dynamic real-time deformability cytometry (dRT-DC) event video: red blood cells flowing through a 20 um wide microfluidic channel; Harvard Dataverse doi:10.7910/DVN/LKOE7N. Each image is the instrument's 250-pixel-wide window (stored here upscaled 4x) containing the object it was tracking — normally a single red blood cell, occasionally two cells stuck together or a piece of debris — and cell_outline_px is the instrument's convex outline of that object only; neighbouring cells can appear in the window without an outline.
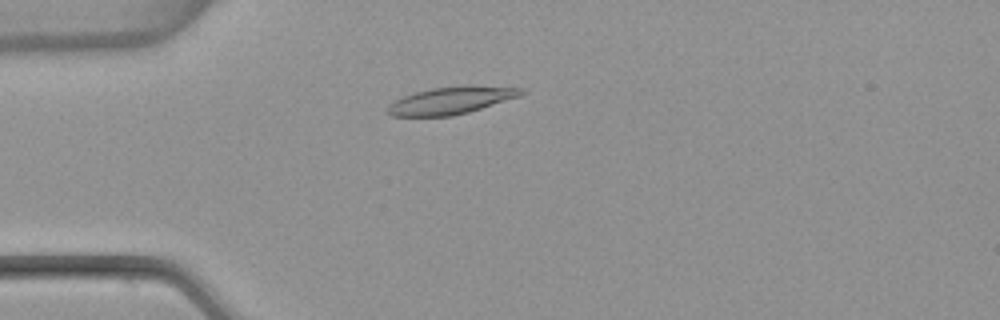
{"species": "common noctule bat (a hibernating species)", "species_latin": "Nyctalus noctula", "temperature_condition": "warm", "stored_images_in_passage": 6, "camera_frame_rate_fps": 3000, "um_per_image_px": 0.085, "animal": {"sex": "female", "body_mass_g": 22.7, "forearm_length_mm": 54.2}, "frame": {"image": 1, "passage_image": 4, "time_ms": 1.0, "image_size_px": [1000, 320], "cell_outline_px": [[528, 92], [520, 96], [468, 112], [452, 116], [392, 116], [384, 112], [396, 100], [404, 96], [416, 92], [432, 88], [468, 84], [524, 88]], "centroid_in_image_um": [38.41, 8.52], "position_along_channel_um": 46.6, "area_um2": 21.39}}
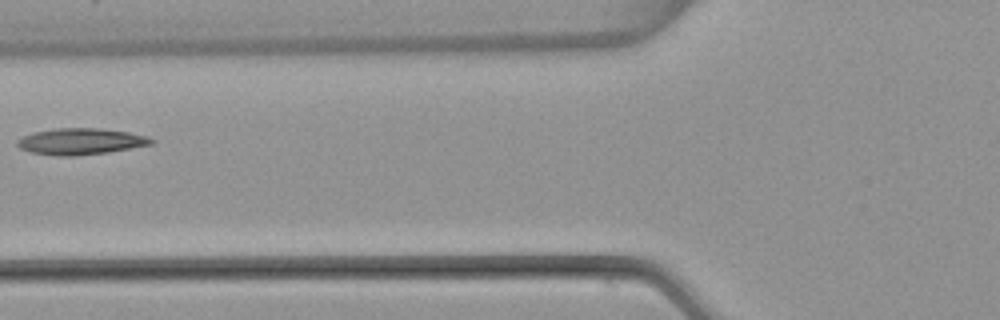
{"frame": {"image": 2, "passage_image": 6, "time_ms": 1.667, "image_size_px": [1000, 320], "cell_outline_px": [[156, 140], [152, 144], [108, 152], [76, 156], [56, 156], [28, 152], [20, 148], [16, 144], [16, 140], [32, 132], [56, 128], [96, 128], [128, 132], [148, 136]], "centroid_in_image_um": [6.83, 12.03], "position_along_channel_um": 119.0, "area_um2": 20.69}}